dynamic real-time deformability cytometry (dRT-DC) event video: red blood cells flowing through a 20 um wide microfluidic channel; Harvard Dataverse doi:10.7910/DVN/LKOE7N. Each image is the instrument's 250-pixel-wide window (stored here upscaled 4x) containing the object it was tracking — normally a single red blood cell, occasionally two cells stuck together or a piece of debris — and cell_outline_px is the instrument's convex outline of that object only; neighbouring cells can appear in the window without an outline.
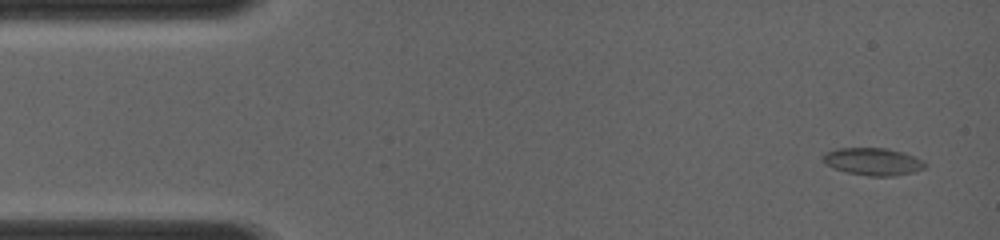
{"species": "common noctule bat (a hibernating species)", "species_latin": "Nyctalus noctula", "temperature_condition": "room temperature", "stored_images_in_passage": 19, "camera_frame_rate_fps": 4000, "um_per_image_px": 0.085, "animal": {"sex": "female", "body_mass_g": 19.0, "forearm_length_mm": 56.7}, "frame": {"image": 1, "passage_image": 1, "time_ms": 0.0, "image_size_px": [1000, 240], "cell_outline_px": [[928, 164], [924, 168], [916, 172], [892, 176], [868, 176], [848, 172], [832, 168], [824, 164], [820, 160], [820, 156], [824, 152], [840, 148], [884, 148], [900, 152], [912, 156]], "centroid_in_image_um": [74.12, 13.74], "position_along_channel_um": 10.9, "area_um2": 16.36}}
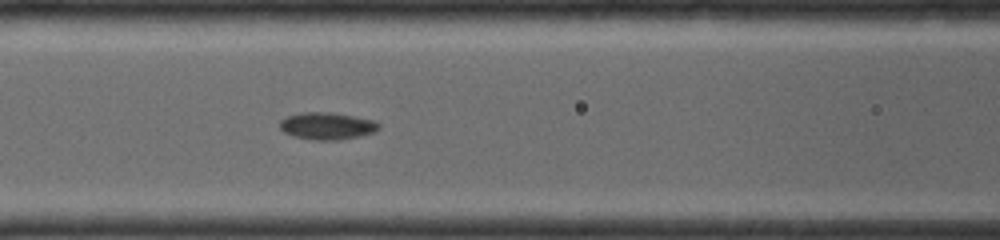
{"frame": {"image": 2, "passage_image": 9, "time_ms": 5.25, "image_size_px": [1000, 240], "cell_outline_px": [[380, 124], [372, 132], [356, 136], [324, 140], [320, 140], [296, 136], [284, 132], [280, 128], [280, 120], [288, 116], [300, 112], [332, 112], [372, 120]], "centroid_in_image_um": [27.73, 10.67], "position_along_channel_um": 138.9, "area_um2": 14.97}}
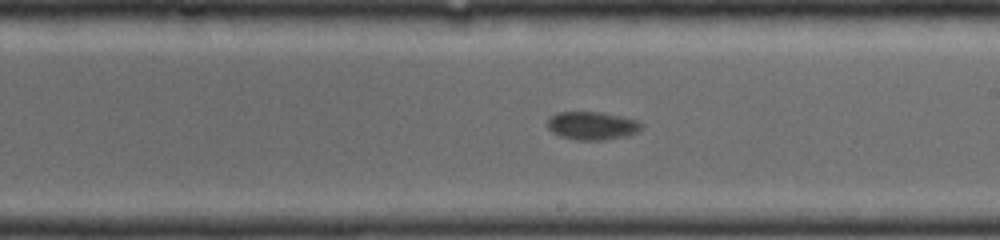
{"frame": {"image": 3, "passage_image": 17, "time_ms": 7.5, "image_size_px": [1000, 240], "cell_outline_px": [[640, 128], [636, 132], [600, 140], [580, 140], [564, 136], [552, 132], [548, 128], [548, 120], [552, 116], [560, 112], [600, 112], [620, 116], [636, 120], [640, 124]], "centroid_in_image_um": [50.28, 10.66], "position_along_channel_um": 238.7, "area_um2": 14.68}}